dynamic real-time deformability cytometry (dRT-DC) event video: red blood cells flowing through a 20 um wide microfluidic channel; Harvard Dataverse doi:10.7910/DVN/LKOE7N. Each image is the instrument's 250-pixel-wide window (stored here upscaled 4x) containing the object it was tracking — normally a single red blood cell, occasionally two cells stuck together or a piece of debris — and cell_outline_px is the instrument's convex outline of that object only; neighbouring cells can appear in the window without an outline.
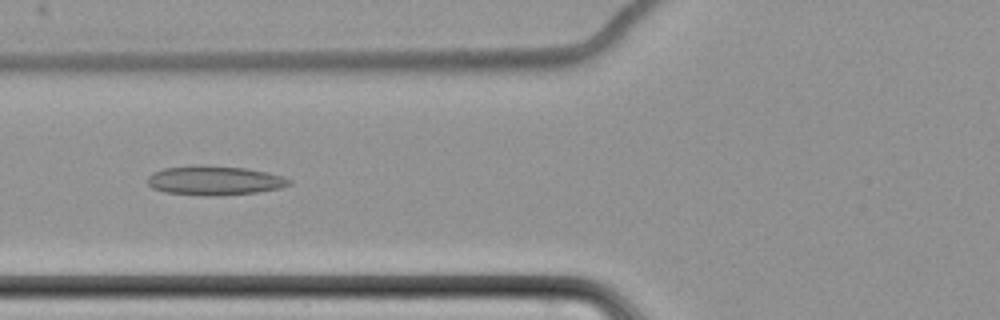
{"species": "common noctule bat (a hibernating species)", "species_latin": "Nyctalus noctula", "temperature_condition": "cold", "stored_images_in_passage": 12, "camera_frame_rate_fps": 3000, "um_per_image_px": 0.085, "animal": {"sex": "female", "body_mass_g": 22.7, "forearm_length_mm": 54.2}, "frame": {"image": 1, "passage_image": 7, "time_ms": 8.333, "image_size_px": [1000, 320], "cell_outline_px": [[292, 184], [280, 188], [256, 192], [220, 196], [208, 196], [164, 192], [152, 188], [148, 184], [148, 176], [152, 172], [164, 168], [192, 164], [244, 168], [284, 176], [292, 180]], "centroid_in_image_um": [18.21, 15.34], "position_along_channel_um": 107.6, "area_um2": 24.33}}
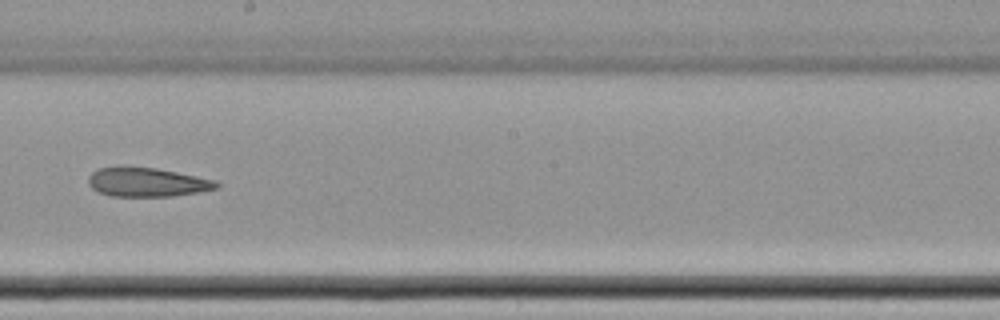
{"frame": {"image": 2, "passage_image": 10, "time_ms": 12.0, "image_size_px": [1000, 320], "cell_outline_px": [[220, 188], [172, 196], [112, 196], [96, 192], [88, 184], [88, 176], [92, 172], [100, 168], [116, 164], [124, 164], [156, 168], [216, 180], [220, 184]], "centroid_in_image_um": [12.43, 15.45], "position_along_channel_um": 235.8, "area_um2": 22.25}}
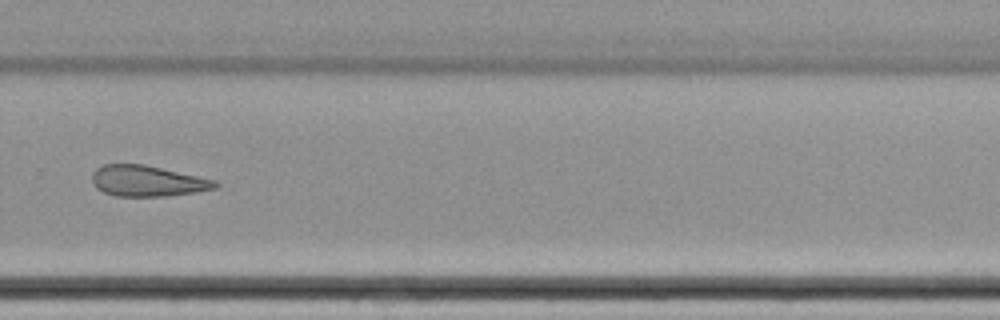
{"frame": {"image": 3, "passage_image": 12, "time_ms": 14.333, "image_size_px": [1000, 320], "cell_outline_px": [[220, 184], [216, 188], [196, 192], [164, 196], [116, 196], [104, 192], [96, 188], [92, 180], [92, 172], [96, 168], [104, 164], [144, 164], [216, 180]], "centroid_in_image_um": [12.53, 15.38], "position_along_channel_um": 317.3, "area_um2": 22.14}}